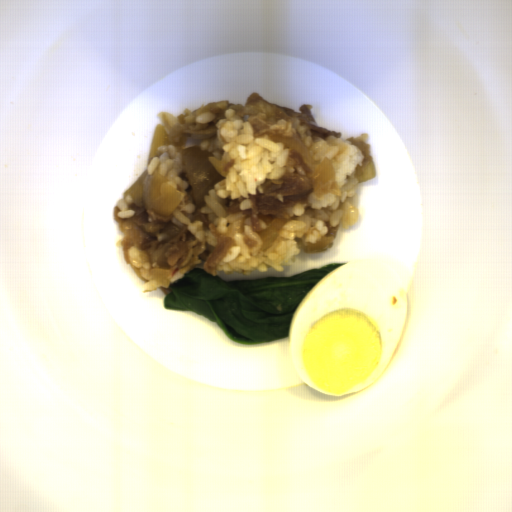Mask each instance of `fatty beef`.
Wrapping results in <instances>:
<instances>
[{
	"instance_id": "8fa450e3",
	"label": "fatty beef",
	"mask_w": 512,
	"mask_h": 512,
	"mask_svg": "<svg viewBox=\"0 0 512 512\" xmlns=\"http://www.w3.org/2000/svg\"><path fill=\"white\" fill-rule=\"evenodd\" d=\"M127 209H133L132 218L121 219L118 212L121 208L115 205L112 217L118 224L123 238L115 243L123 251L124 262L129 264L137 278L144 283L145 279L140 271L130 262L128 249L130 246L141 247L148 255L152 267L169 268L177 266L184 274L193 268H202L205 259L215 249V245L206 241H198L187 223L178 220L173 212L164 216L143 206L127 204Z\"/></svg>"
},
{
	"instance_id": "1bbc456c",
	"label": "fatty beef",
	"mask_w": 512,
	"mask_h": 512,
	"mask_svg": "<svg viewBox=\"0 0 512 512\" xmlns=\"http://www.w3.org/2000/svg\"><path fill=\"white\" fill-rule=\"evenodd\" d=\"M227 109H233L237 117L240 118L249 116L247 121L253 129L255 138L267 135L271 132V125H277V122L280 120L288 124L299 121L298 124L300 127H306L304 136L311 137L314 144L321 141V139L325 141L329 136L340 139L343 134L341 130L335 132L334 130L331 131L313 124L312 122H315V118L310 110L313 109L312 104L300 105L298 107L300 112H297L288 106H280V104L271 103L256 92L246 97L244 105L241 103H229V99H223L210 101L207 104L203 103L199 109H195L194 111H191L189 107L184 108L183 114L178 113L176 115V119L178 123H180L176 131L183 136L214 134L217 132L215 123L220 119H226L225 111ZM205 111L216 113V119L206 124L195 122L196 117Z\"/></svg>"
},
{
	"instance_id": "5ad873be",
	"label": "fatty beef",
	"mask_w": 512,
	"mask_h": 512,
	"mask_svg": "<svg viewBox=\"0 0 512 512\" xmlns=\"http://www.w3.org/2000/svg\"><path fill=\"white\" fill-rule=\"evenodd\" d=\"M261 187L262 193L257 188L256 194H250L248 197L227 196L224 201L226 210L230 214L243 212L247 216H252V207L257 205V212L265 216L291 219L294 204L308 203V196L313 193L307 165L301 161L298 153L291 150L283 176L265 181ZM243 199L252 201V206L247 210L239 209V203Z\"/></svg>"
}]
</instances>
